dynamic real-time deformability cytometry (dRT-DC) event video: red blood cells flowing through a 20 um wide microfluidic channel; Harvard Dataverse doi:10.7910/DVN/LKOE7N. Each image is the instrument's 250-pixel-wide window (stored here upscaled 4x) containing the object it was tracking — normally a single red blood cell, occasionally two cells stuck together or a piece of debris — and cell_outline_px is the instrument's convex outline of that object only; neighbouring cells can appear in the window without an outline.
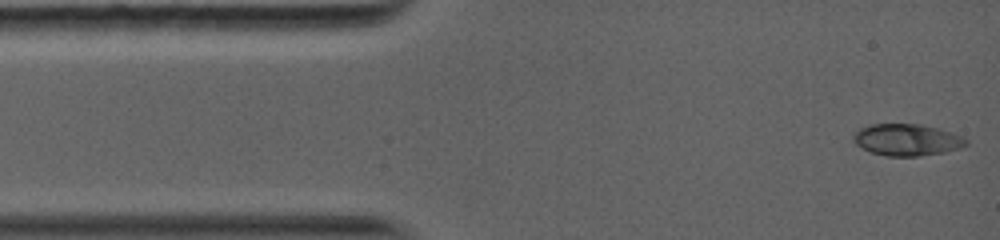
{"species": "common noctule bat (a hibernating species)", "species_latin": "Nyctalus noctula", "temperature_condition": "warm", "stored_images_in_passage": 11, "camera_frame_rate_fps": 5000, "um_per_image_px": 0.085, "animal": {"sex": "female", "body_mass_g": 19.0, "forearm_length_mm": 56.7}, "frame": {"image": 1, "passage_image": 1, "time_ms": 0.0, "image_size_px": [1000, 240], "cell_outline_px": [[968, 144], [960, 148], [944, 152], [920, 156], [888, 156], [872, 152], [856, 144], [852, 140], [852, 136], [860, 128], [868, 124], [920, 124], [936, 128], [960, 136], [968, 140]], "centroid_in_image_um": [77.06, 11.88], "position_along_channel_um": 7.9, "area_um2": 20.63}}